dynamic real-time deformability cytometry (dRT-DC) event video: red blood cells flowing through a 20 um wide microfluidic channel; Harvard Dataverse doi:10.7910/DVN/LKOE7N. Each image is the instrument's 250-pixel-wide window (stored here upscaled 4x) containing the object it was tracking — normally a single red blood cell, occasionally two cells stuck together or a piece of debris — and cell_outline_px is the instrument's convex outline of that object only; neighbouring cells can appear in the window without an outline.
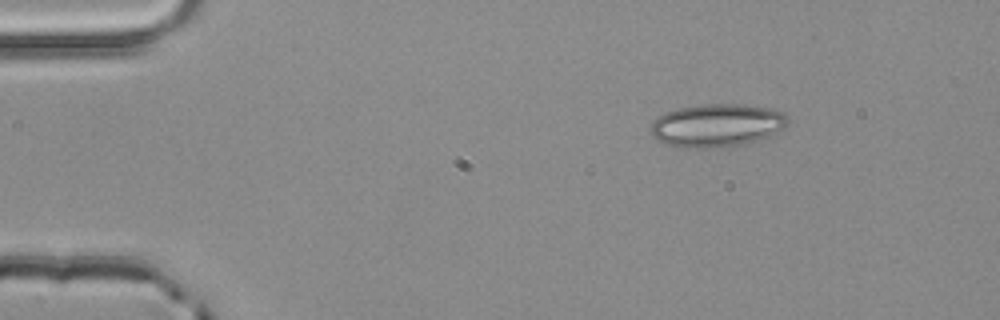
{"species": "common noctule bat (a hibernating species)", "species_latin": "Nyctalus noctula", "temperature_condition": "room temperature", "stored_images_in_passage": 3, "camera_frame_rate_fps": 3000, "um_per_image_px": 0.085, "animal": {"sex": "male", "body_mass_g": 20.4}, "frame": {"image": 1, "passage_image": 1, "time_ms": 0.0, "image_size_px": [1000, 320], "cell_outline_px": [[788, 124], [784, 128], [760, 140], [740, 144], [716, 148], [676, 148], [664, 144], [652, 136], [652, 120], [656, 116], [664, 112], [680, 108], [700, 104], [744, 104], [768, 108], [784, 112], [788, 116]], "centroid_in_image_um": [60.91, 10.66], "position_along_channel_um": 24.1, "area_um2": 34.8}}